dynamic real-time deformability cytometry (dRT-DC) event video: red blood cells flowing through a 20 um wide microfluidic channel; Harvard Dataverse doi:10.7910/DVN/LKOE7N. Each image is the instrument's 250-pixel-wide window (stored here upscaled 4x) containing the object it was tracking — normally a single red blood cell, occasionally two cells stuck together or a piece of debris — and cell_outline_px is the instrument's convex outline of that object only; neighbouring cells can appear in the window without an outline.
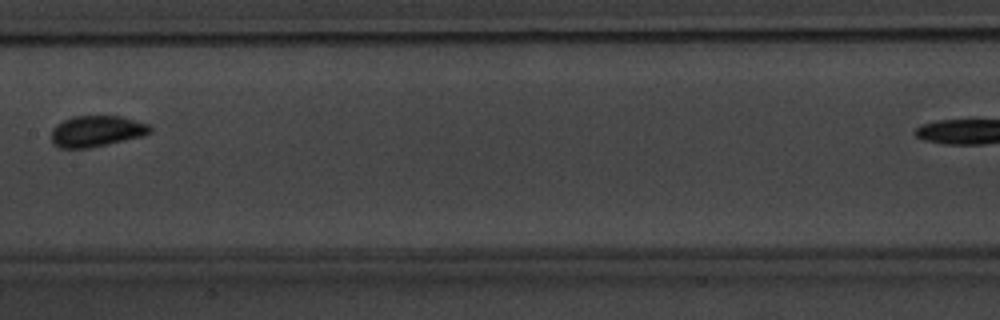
{"species": "common noctule bat (a hibernating species)", "species_latin": "Nyctalus noctula", "temperature_condition": "warm", "stored_images_in_passage": 5, "camera_frame_rate_fps": 3000, "um_per_image_px": 0.085, "animal": {"sex": "male", "body_mass_g": 20.1, "forearm_length_mm": 53.5}, "frame": {"image": 1, "passage_image": 4, "time_ms": 3.667, "image_size_px": [1000, 320], "cell_outline_px": [[152, 132], [144, 136], [88, 148], [60, 148], [52, 144], [52, 128], [56, 124], [72, 116], [120, 116], [148, 124], [152, 128]], "centroid_in_image_um": [8.2, 11.15], "position_along_channel_um": 199.2, "area_um2": 17.92}}